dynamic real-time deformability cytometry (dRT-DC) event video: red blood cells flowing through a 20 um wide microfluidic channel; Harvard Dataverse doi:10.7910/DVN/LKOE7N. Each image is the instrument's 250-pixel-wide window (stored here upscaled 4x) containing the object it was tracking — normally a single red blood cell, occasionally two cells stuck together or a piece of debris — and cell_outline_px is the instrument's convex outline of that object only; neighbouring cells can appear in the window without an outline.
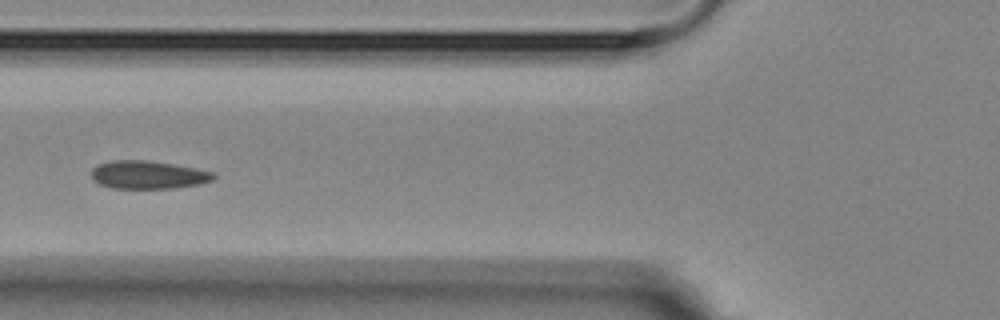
{"species": "Egyptian fruit bat (a non-hibernating species)", "species_latin": "Rousettus aegyptiacus", "temperature_condition": "room temperature", "stored_images_in_passage": 5, "camera_frame_rate_fps": 3000, "um_per_image_px": 0.085, "animal": {"sex": "female"}, "frame": {"image": 1, "passage_image": 5, "time_ms": 4.667, "image_size_px": [1000, 320], "cell_outline_px": [[216, 176], [212, 180], [200, 184], [176, 188], [112, 188], [100, 184], [92, 180], [92, 168], [96, 164], [112, 160], [148, 160], [172, 164], [212, 172]], "centroid_in_image_um": [12.54, 14.86], "position_along_channel_um": 113.3, "area_um2": 19.94}}